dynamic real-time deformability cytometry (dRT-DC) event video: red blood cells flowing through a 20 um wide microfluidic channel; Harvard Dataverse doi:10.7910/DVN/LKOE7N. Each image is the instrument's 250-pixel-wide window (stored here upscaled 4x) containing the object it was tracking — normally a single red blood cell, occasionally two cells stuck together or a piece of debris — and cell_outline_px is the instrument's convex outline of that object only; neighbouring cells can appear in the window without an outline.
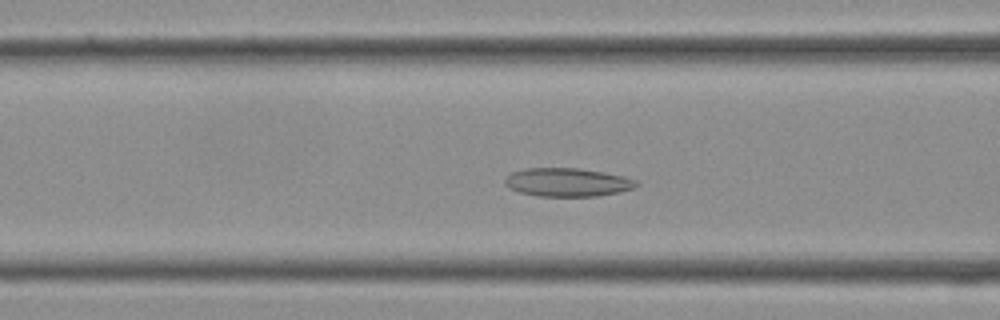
{"species": "Egyptian fruit bat (a non-hibernating species)", "species_latin": "Rousettus aegyptiacus", "temperature_condition": "cold", "stored_images_in_passage": 34, "camera_frame_rate_fps": 3000, "um_per_image_px": 0.085, "frame": {"image": 1, "passage_image": 11, "time_ms": 3.333, "image_size_px": [1000, 320], "cell_outline_px": [[640, 184], [636, 188], [620, 192], [596, 196], [540, 196], [520, 192], [508, 188], [504, 184], [504, 180], [512, 172], [528, 168], [576, 168], [604, 172], [624, 176], [636, 180]], "centroid_in_image_um": [48.27, 15.49], "position_along_channel_um": 118.3, "area_um2": 21.85}}
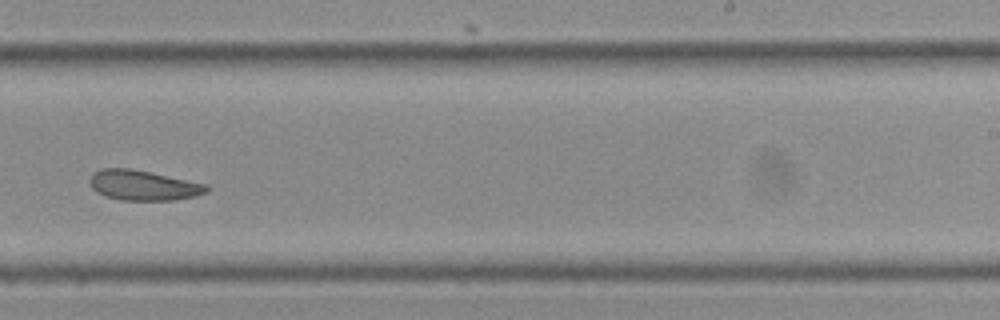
{"frame": {"image": 2, "passage_image": 20, "time_ms": 6.333, "image_size_px": [1000, 320], "cell_outline_px": [[212, 188], [208, 192], [196, 196], [172, 200], [120, 200], [104, 196], [96, 192], [92, 188], [88, 180], [92, 172], [100, 168], [132, 168], [208, 184]], "centroid_in_image_um": [12.18, 15.74], "position_along_channel_um": 276.8, "area_um2": 20.92}}
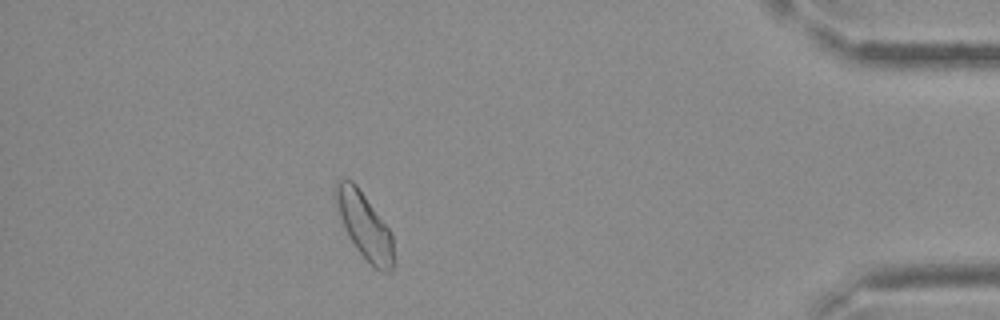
{"frame": {"image": 3, "passage_image": 30, "time_ms": 9.667, "image_size_px": [1000, 320], "cell_outline_px": [[396, 264], [392, 272], [380, 272], [356, 248], [348, 236], [332, 196], [336, 180], [352, 180], [356, 184], [392, 232], [396, 260]], "centroid_in_image_um": [31.01, 19.2], "position_along_channel_um": 404.2, "area_um2": 22.66}}